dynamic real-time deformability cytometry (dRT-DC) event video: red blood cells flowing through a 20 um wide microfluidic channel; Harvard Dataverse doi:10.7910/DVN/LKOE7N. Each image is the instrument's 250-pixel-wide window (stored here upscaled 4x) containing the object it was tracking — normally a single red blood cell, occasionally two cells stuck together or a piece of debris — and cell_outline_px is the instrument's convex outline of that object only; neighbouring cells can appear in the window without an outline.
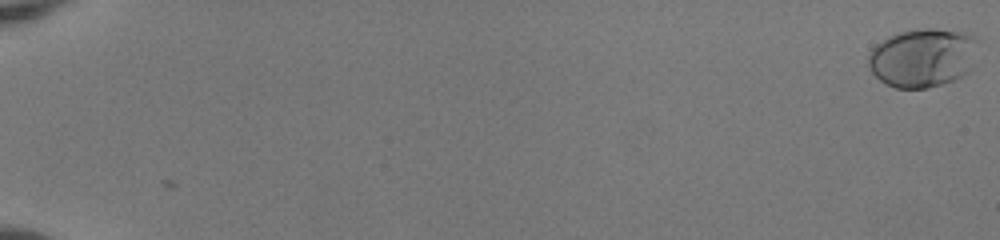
{"species": "human", "species_latin": "Homo sapiens", "temperature_condition": "room temperature", "stored_images_in_passage": 55, "camera_frame_rate_fps": 3000, "um_per_image_px": 0.085, "donor": {"sex": "female"}, "frame": {"image": 1, "passage_image": 1, "time_ms": 0.0, "image_size_px": [1000, 240], "cell_outline_px": [[980, 40], [968, 72], [952, 80], [928, 88], [896, 88], [880, 80], [868, 68], [868, 52], [876, 44], [888, 36], [900, 32], [916, 28], [932, 28], [964, 32], [976, 36]], "centroid_in_image_um": [78.42, 4.88], "position_along_channel_um": 6.6, "area_um2": 37.8}}
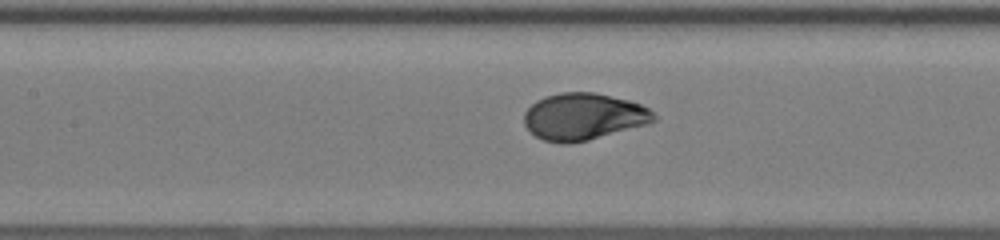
{"frame": {"image": 2, "passage_image": 29, "time_ms": 9.333, "image_size_px": [1000, 240], "cell_outline_px": [[656, 120], [648, 124], [588, 140], [568, 144], [560, 144], [544, 140], [536, 136], [524, 124], [524, 112], [536, 100], [544, 96], [560, 92], [596, 92], [628, 100], [640, 104], [648, 108], [656, 116]], "centroid_in_image_um": [49.59, 9.91], "position_along_channel_um": 157.8, "area_um2": 35.49}}
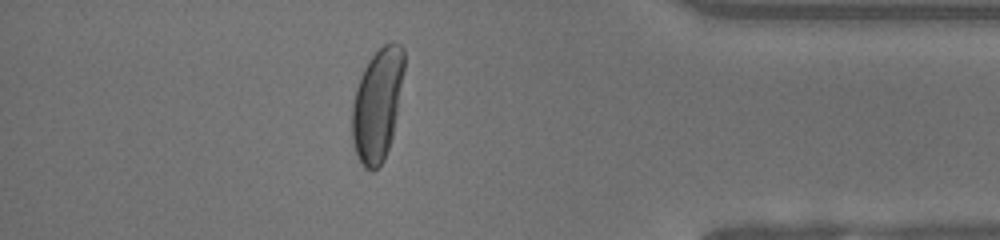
{"frame": {"image": 3, "passage_image": 49, "time_ms": 16.0, "image_size_px": [1000, 240], "cell_outline_px": [[404, 68], [396, 116], [392, 136], [384, 160], [372, 172], [364, 168], [360, 164], [356, 156], [352, 144], [352, 104], [356, 88], [360, 76], [368, 60], [384, 44], [392, 40], [400, 44], [404, 48]], "centroid_in_image_um": [32.06, 8.9], "position_along_channel_um": 403.1, "area_um2": 34.22}, "authors_computed_cell_mechanics": {"area_um2": 35.3158, "velocity_mm_per_s": 4.0276, "shape_relaxation_time_tau1_ms": 3.3501, "shape_relaxation_time_tau2_ms": null, "deformation_change_tau1": 0.197, "deformation_change_tau2": null}}